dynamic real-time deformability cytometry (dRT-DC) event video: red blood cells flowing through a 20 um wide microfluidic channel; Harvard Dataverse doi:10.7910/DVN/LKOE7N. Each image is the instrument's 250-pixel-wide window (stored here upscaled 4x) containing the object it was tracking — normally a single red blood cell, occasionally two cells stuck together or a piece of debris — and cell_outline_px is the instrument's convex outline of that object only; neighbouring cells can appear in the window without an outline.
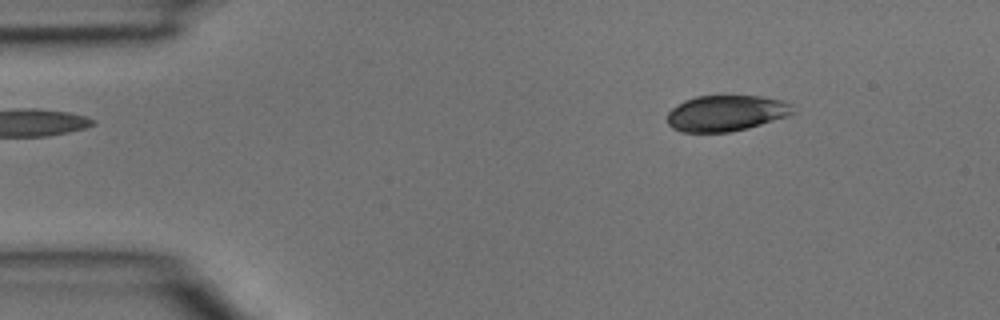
{"species": "common noctule bat (a hibernating species)", "species_latin": "Nyctalus noctula", "temperature_condition": "room temperature", "stored_images_in_passage": 3, "segment_of_instrument_passage": [1, 2], "camera_frame_rate_fps": 3000, "um_per_image_px": 0.085, "animal": {"sex": "male", "body_mass_g": 15.6}, "frame": {"image": 1, "passage_image": 1, "time_ms": 0.0, "image_size_px": [1000, 320], "cell_outline_px": [[796, 112], [788, 116], [748, 128], [728, 132], [680, 132], [672, 128], [668, 124], [668, 112], [676, 104], [684, 100], [696, 96], [760, 96], [780, 100], [792, 104]], "centroid_in_image_um": [61.71, 9.62], "position_along_channel_um": 23.3, "area_um2": 26.41}}
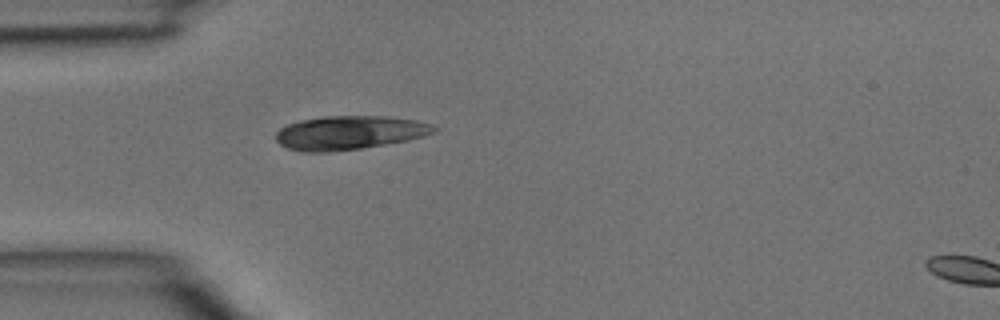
{"frame": {"image": 2, "passage_image": 2, "time_ms": 0.333, "image_size_px": [1000, 320], "cell_outline_px": [[436, 132], [424, 136], [408, 140], [360, 148], [328, 152], [304, 152], [288, 148], [280, 144], [276, 140], [276, 132], [280, 128], [288, 124], [300, 120], [324, 116], [388, 116], [416, 120], [432, 124], [436, 128]], "centroid_in_image_um": [29.7, 11.27], "position_along_channel_um": 55.3, "area_um2": 31.1}}